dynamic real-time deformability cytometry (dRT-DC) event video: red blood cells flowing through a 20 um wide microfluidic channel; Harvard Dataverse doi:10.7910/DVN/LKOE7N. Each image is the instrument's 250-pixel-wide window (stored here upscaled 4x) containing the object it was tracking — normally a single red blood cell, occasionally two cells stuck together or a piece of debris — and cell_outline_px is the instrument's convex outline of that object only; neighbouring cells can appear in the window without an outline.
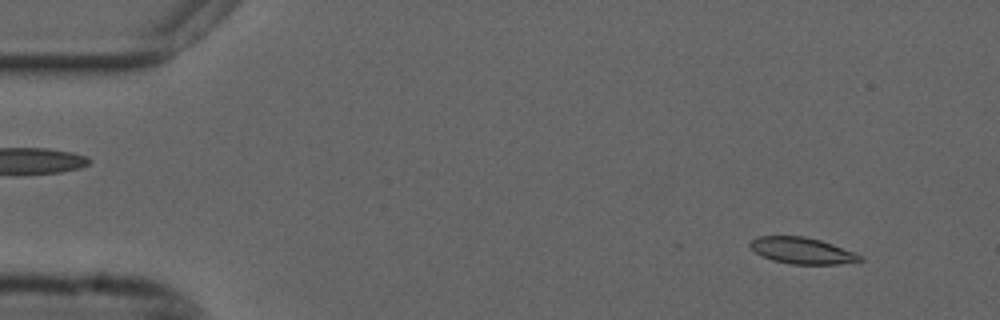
{"species": "common noctule bat (a hibernating species)", "species_latin": "Nyctalus noctula", "temperature_condition": "cold", "stored_images_in_passage": 54, "camera_frame_rate_fps": 3000, "um_per_image_px": 0.085, "animal": {"sex": "male", "forearm_length_mm": 52.5}, "frame": {"image": 1, "passage_image": 4, "time_ms": 1.0, "image_size_px": [1000, 320], "cell_outline_px": [[864, 260], [840, 264], [792, 264], [772, 260], [756, 252], [748, 244], [756, 236], [804, 236], [820, 240], [832, 244], [864, 256]], "centroid_in_image_um": [68.19, 21.3], "position_along_channel_um": 16.8, "area_um2": 16.76}}
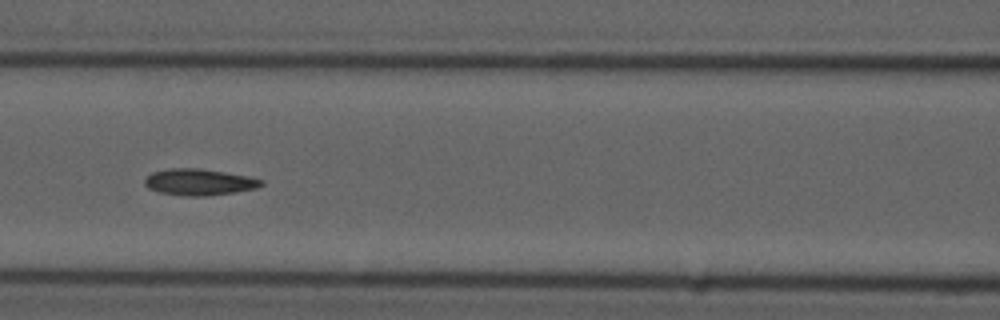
{"frame": {"image": 2, "passage_image": 23, "time_ms": 7.333, "image_size_px": [1000, 320], "cell_outline_px": [[264, 184], [256, 188], [236, 192], [204, 196], [184, 196], [160, 192], [148, 188], [144, 184], [144, 180], [152, 172], [168, 168], [200, 168], [248, 176], [264, 180]], "centroid_in_image_um": [16.93, 15.47], "position_along_channel_um": 149.7, "area_um2": 17.98}}
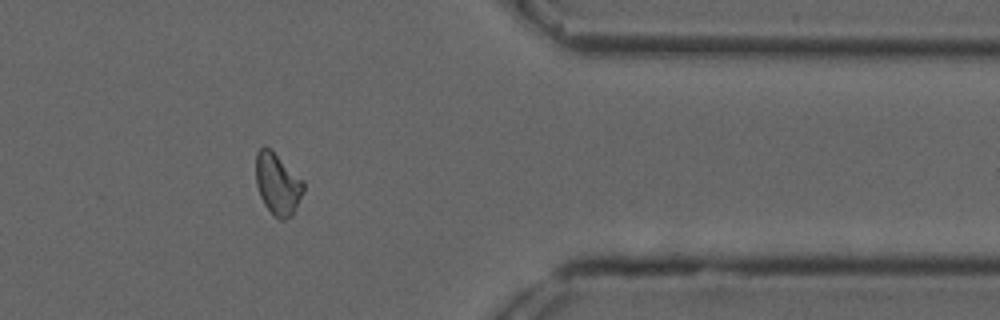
{"frame": {"image": 3, "passage_image": 44, "time_ms": 14.333, "image_size_px": [1000, 320], "cell_outline_px": [[304, 188], [292, 216], [284, 220], [280, 220], [264, 204], [260, 196], [256, 184], [256, 152], [264, 144], [304, 180]], "centroid_in_image_um": [23.59, 15.62], "position_along_channel_um": 387.8, "area_um2": 16.88}, "authors_computed_cell_mechanics": {"area_um2": 17.2244, "velocity_mm_per_s": 3.6765, "shape_relaxation_time_tau1_ms": null, "shape_relaxation_time_tau2_ms": 6.9445, "deformation_change_tau1": null, "deformation_change_tau2": 0.122}}